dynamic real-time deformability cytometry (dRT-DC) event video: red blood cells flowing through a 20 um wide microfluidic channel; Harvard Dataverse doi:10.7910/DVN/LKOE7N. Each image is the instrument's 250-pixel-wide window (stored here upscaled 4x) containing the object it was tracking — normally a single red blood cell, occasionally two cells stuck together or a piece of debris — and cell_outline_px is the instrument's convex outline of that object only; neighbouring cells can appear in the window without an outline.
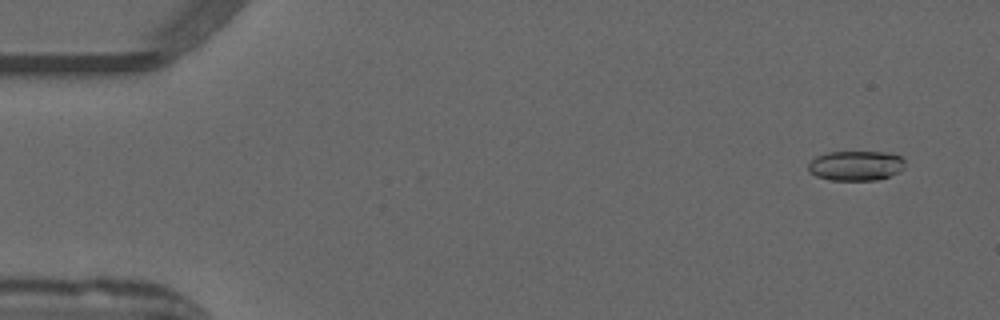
{"species": "common noctule bat (a hibernating species)", "species_latin": "Nyctalus noctula", "temperature_condition": "warm", "stored_images_in_passage": 7, "camera_frame_rate_fps": 3000, "um_per_image_px": 0.085, "animal": {"sex": "male", "forearm_length_mm": 52.5}, "frame": {"image": 1, "passage_image": 4, "time_ms": 1.0, "image_size_px": [1000, 320], "cell_outline_px": [[904, 168], [888, 176], [876, 180], [828, 180], [816, 176], [808, 172], [808, 164], [816, 156], [828, 152], [888, 152], [900, 156], [904, 160]], "centroid_in_image_um": [72.71, 14.08], "position_along_channel_um": 12.3, "area_um2": 16.82}}